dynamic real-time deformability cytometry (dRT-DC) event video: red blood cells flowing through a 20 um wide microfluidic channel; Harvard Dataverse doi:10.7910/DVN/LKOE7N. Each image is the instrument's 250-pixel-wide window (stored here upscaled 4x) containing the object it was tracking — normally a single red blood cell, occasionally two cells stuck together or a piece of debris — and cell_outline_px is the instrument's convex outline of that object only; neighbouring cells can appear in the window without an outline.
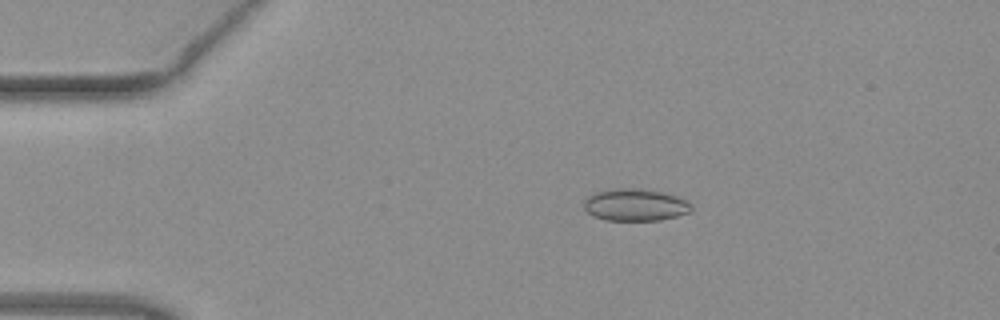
{"species": "common noctule bat (a hibernating species)", "species_latin": "Nyctalus noctula", "temperature_condition": "warm", "stored_images_in_passage": 44, "camera_frame_rate_fps": 3000, "um_per_image_px": 0.085, "animal": {"sex": "female", "body_mass_g": 19.3, "forearm_length_mm": 54.1}, "frame": {"image": 1, "passage_image": 3, "time_ms": 0.667, "image_size_px": [1000, 320], "cell_outline_px": [[692, 208], [688, 212], [676, 216], [660, 220], [604, 220], [592, 216], [584, 208], [584, 200], [592, 192], [608, 188], [644, 188], [676, 196], [692, 204]], "centroid_in_image_um": [53.93, 17.4], "position_along_channel_um": 31.1, "area_um2": 20.29}}
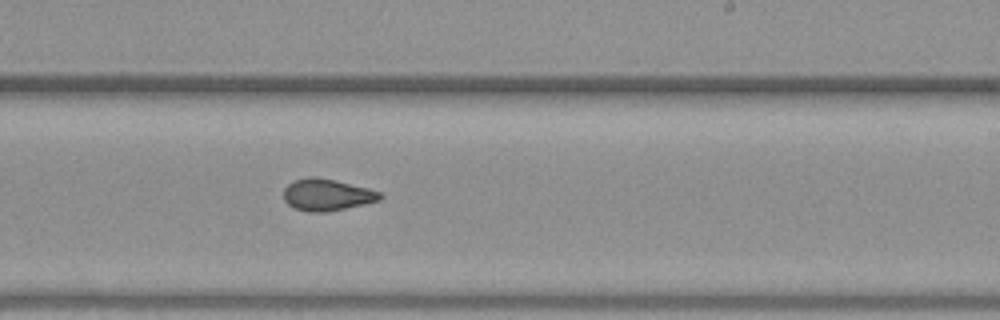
{"frame": {"image": 2, "passage_image": 24, "time_ms": 7.667, "image_size_px": [1000, 320], "cell_outline_px": [[384, 196], [380, 200], [364, 204], [328, 212], [308, 212], [292, 208], [284, 200], [284, 188], [292, 180], [308, 176], [316, 176], [336, 180], [368, 188], [380, 192]], "centroid_in_image_um": [27.77, 16.55], "position_along_channel_um": 261.2, "area_um2": 18.15}}
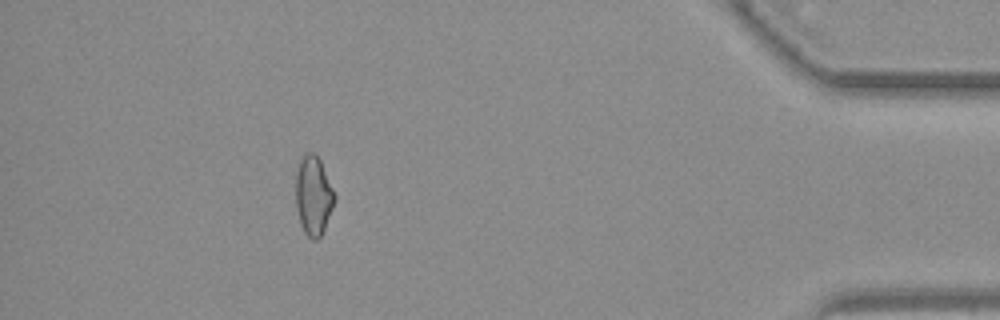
{"frame": {"image": 3, "passage_image": 39, "time_ms": 12.667, "image_size_px": [1000, 320], "cell_outline_px": [[336, 200], [324, 228], [320, 236], [316, 240], [312, 240], [304, 232], [300, 224], [296, 208], [296, 172], [300, 160], [308, 152], [312, 152], [320, 160], [336, 196]], "centroid_in_image_um": [26.63, 16.65], "position_along_channel_um": 408.6, "area_um2": 17.74}, "authors_computed_cell_mechanics": {"area_um2": 18.0914, "velocity_mm_per_s": 4.0462, "shape_relaxation_time_tau1_ms": 6.7395, "shape_relaxation_time_tau2_ms": 1.5869, "deformation_change_tau1": 0.1063, "deformation_change_tau2": 0.0574}}